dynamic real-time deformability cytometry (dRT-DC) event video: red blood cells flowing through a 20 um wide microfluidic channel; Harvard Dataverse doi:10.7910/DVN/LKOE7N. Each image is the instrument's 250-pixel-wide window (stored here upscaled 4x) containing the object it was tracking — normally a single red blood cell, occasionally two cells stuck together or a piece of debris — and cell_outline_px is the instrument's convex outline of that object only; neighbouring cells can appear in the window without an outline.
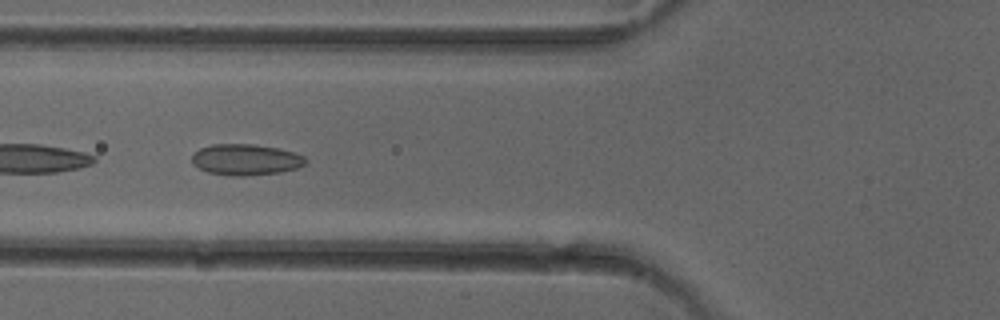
{"species": "common noctule bat (a hibernating species)", "species_latin": "Nyctalus noctula", "temperature_condition": "cold", "stored_images_in_passage": 13, "camera_frame_rate_fps": 3000, "um_per_image_px": 0.085, "animal": {"sex": "female"}, "frame": {"image": 1, "passage_image": 11, "time_ms": 1672.667, "image_size_px": [1000, 320], "cell_outline_px": [[308, 160], [304, 164], [296, 168], [280, 172], [244, 176], [232, 176], [208, 172], [192, 164], [192, 156], [200, 148], [212, 144], [256, 144], [280, 148], [304, 156]], "centroid_in_image_um": [20.89, 13.56], "position_along_channel_um": 104.9, "area_um2": 20.58}}
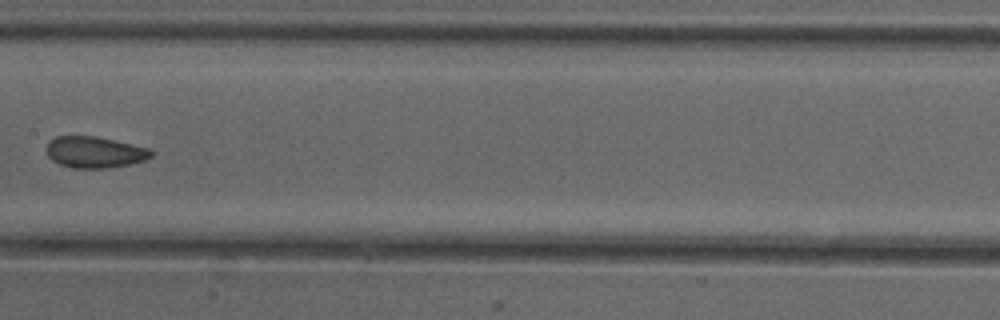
{"frame": {"image": 2, "passage_image": 13, "time_ms": 1675.0, "image_size_px": [1000, 320], "cell_outline_px": [[152, 156], [144, 160], [128, 164], [108, 168], [72, 168], [60, 164], [52, 160], [48, 156], [44, 148], [56, 136], [96, 136], [148, 148], [152, 152]], "centroid_in_image_um": [8.0, 12.94], "position_along_channel_um": 199.4, "area_um2": 18.96}}